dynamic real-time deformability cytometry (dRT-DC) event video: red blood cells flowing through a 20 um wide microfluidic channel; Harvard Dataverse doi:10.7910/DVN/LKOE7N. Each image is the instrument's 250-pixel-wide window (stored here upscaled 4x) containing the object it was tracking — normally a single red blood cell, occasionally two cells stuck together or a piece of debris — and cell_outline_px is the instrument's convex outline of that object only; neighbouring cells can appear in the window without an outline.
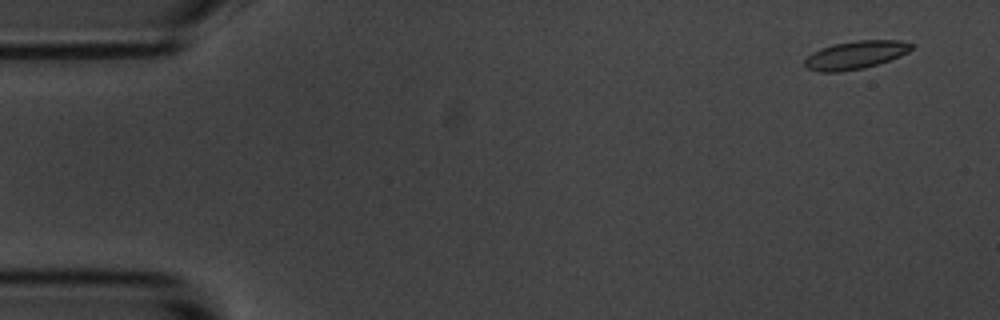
{"species": "common noctule bat (a hibernating species)", "species_latin": "Nyctalus noctula", "temperature_condition": "room temperature", "stored_images_in_passage": 56, "camera_frame_rate_fps": 3000, "um_per_image_px": 0.085, "animal": {"sex": "male", "body_mass_g": 20.1, "forearm_length_mm": 53.5}, "frame": {"image": 1, "passage_image": 4, "time_ms": 1.0, "image_size_px": [1000, 320], "cell_outline_px": [[912, 48], [908, 52], [900, 56], [864, 68], [840, 72], [820, 72], [808, 68], [804, 64], [804, 60], [812, 52], [820, 48], [832, 44], [856, 40], [900, 40], [912, 44]], "centroid_in_image_um": [72.69, 4.67], "position_along_channel_um": 12.3, "area_um2": 17.46}}
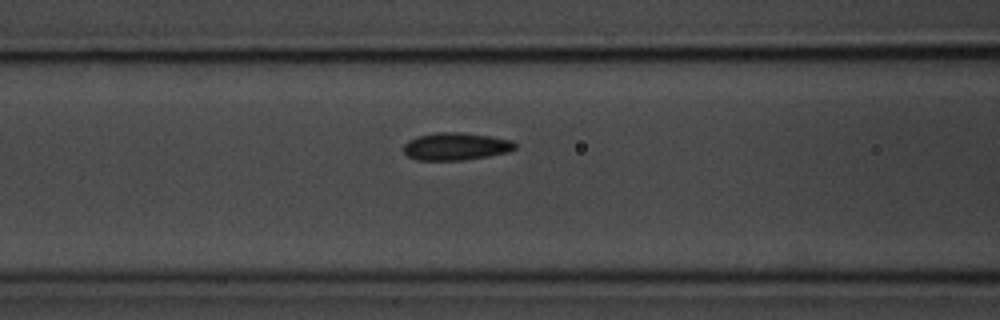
{"frame": {"image": 2, "passage_image": 23, "time_ms": 7.333, "image_size_px": [1000, 320], "cell_outline_px": [[516, 148], [508, 152], [488, 156], [464, 160], [416, 160], [408, 156], [404, 152], [404, 144], [408, 140], [416, 136], [436, 132], [460, 132], [488, 136], [512, 140], [516, 144]], "centroid_in_image_um": [38.73, 12.44], "position_along_channel_um": 127.9, "area_um2": 17.92}}
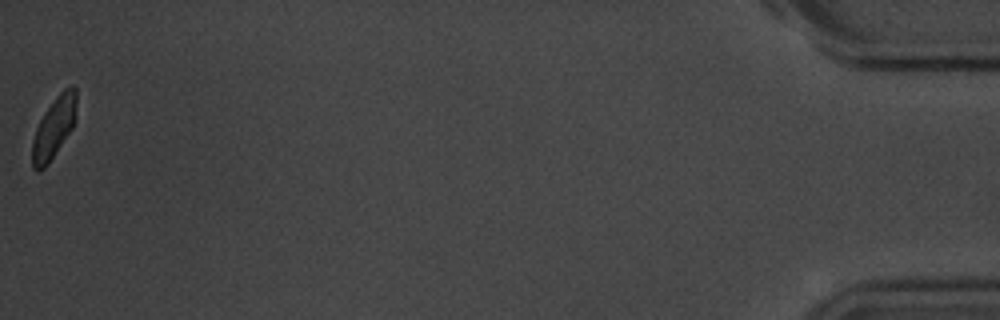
{"frame": {"image": 3, "passage_image": 56, "time_ms": 18.333, "image_size_px": [1000, 320], "cell_outline_px": [[76, 120], [72, 128], [48, 164], [44, 168], [36, 172], [32, 168], [32, 140], [36, 128], [44, 112], [56, 96], [64, 88], [72, 84], [76, 88]], "centroid_in_image_um": [4.58, 10.84], "position_along_channel_um": 430.6, "area_um2": 15.84}, "authors_computed_cell_mechanics": {"area_um2": 17.3978, "velocity_mm_per_s": 3.6408, "shape_relaxation_time_tau1_ms": 3.6932, "shape_relaxation_time_tau2_ms": 2.1402, "deformation_change_tau1": 0.1149, "deformation_change_tau2": 0.0528}}